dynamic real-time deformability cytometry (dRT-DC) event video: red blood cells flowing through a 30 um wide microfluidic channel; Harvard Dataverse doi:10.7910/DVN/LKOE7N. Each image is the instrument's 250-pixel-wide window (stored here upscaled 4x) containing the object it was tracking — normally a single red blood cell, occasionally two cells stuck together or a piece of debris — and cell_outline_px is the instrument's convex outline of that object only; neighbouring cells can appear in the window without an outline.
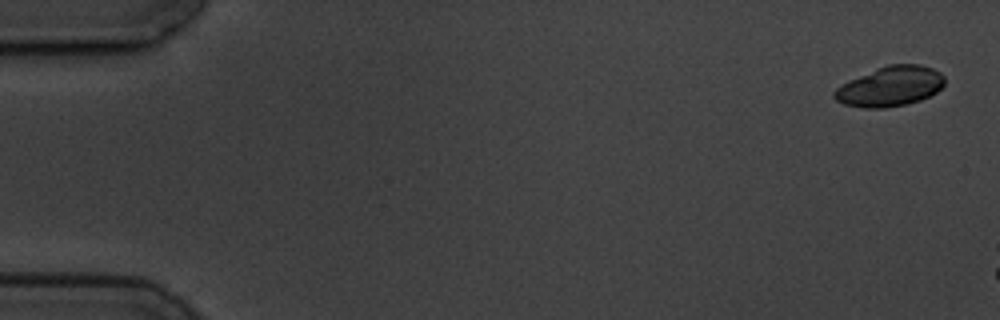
{"species": "common noctule bat (a hibernating species)", "species_latin": "Nyctalus noctula", "temperature_condition": "cold", "stored_images_in_passage": 3, "camera_frame_rate_fps": 3000, "um_per_image_px": 0.085, "animal": {"sex": "male", "body_mass_g": 19.5, "forearm_length_mm": 54.6}, "frame": {"image": 1, "passage_image": 1, "time_ms": 0.0, "image_size_px": [1000, 320], "cell_outline_px": [[944, 84], [936, 92], [920, 100], [904, 104], [884, 108], [864, 108], [844, 104], [836, 100], [832, 96], [832, 92], [836, 88], [860, 76], [888, 64], [920, 64], [932, 68], [940, 72], [944, 76]], "centroid_in_image_um": [75.68, 7.35], "position_along_channel_um": 9.3, "area_um2": 25.26}}